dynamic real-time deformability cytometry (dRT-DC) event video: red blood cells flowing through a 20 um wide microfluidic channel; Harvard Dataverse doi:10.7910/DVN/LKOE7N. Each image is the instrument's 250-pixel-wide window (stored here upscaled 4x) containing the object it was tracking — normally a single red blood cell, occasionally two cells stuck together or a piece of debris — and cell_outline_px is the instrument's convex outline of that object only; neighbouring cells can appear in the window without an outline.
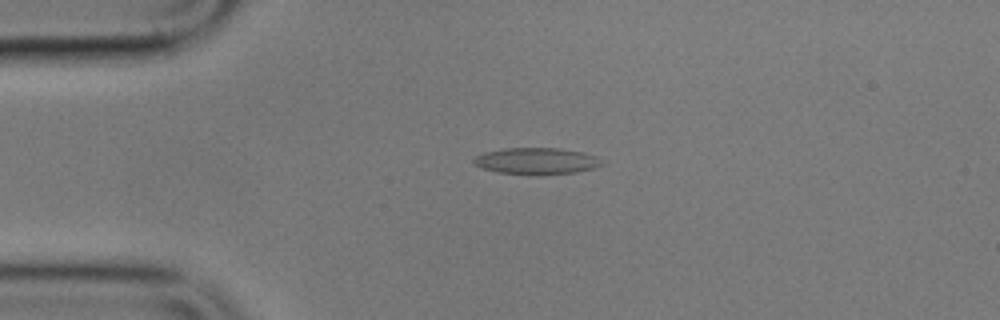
{"species": "common noctule bat (a hibernating species)", "species_latin": "Nyctalus noctula", "temperature_condition": "cold", "stored_images_in_passage": 2, "camera_frame_rate_fps": 3000, "um_per_image_px": 0.085, "animal": {"sex": "male", "body_mass_g": 17.9}, "frame": {"image": 1, "passage_image": 1, "time_ms": 0.0, "image_size_px": [1000, 320], "cell_outline_px": [[604, 164], [596, 168], [576, 172], [536, 176], [500, 172], [484, 168], [476, 164], [472, 160], [476, 156], [484, 152], [504, 148], [560, 148], [584, 152], [596, 156], [604, 160]], "centroid_in_image_um": [45.68, 13.69], "position_along_channel_um": 39.3, "area_um2": 20.11}}